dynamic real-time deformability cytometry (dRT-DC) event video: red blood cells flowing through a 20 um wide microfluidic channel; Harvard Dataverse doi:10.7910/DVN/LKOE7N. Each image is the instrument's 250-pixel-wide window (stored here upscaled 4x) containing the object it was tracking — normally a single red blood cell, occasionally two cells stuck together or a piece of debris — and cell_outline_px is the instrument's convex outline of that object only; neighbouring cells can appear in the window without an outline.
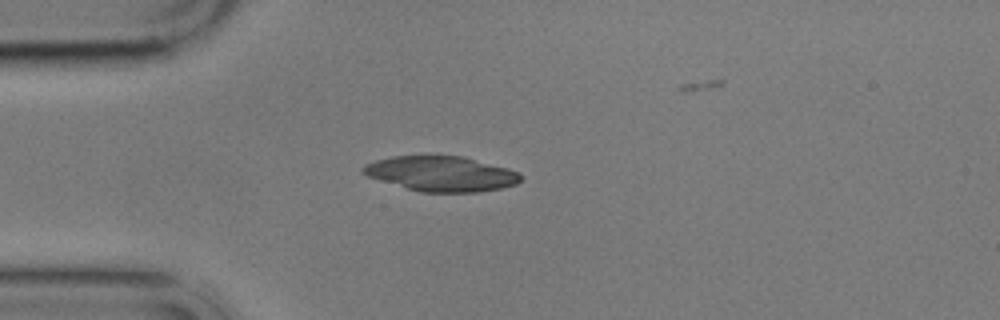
{"species": "common noctule bat (a hibernating species)", "species_latin": "Nyctalus noctula", "temperature_condition": "cold", "stored_images_in_passage": 2, "camera_frame_rate_fps": 3000, "um_per_image_px": 0.085, "animal": {"sex": "male", "body_mass_g": 17.9}, "frame": {"image": 1, "passage_image": 1, "time_ms": 0.0, "image_size_px": [1000, 320], "cell_outline_px": [[524, 176], [516, 184], [500, 188], [476, 192], [420, 192], [380, 180], [368, 176], [360, 172], [360, 168], [364, 164], [376, 160], [392, 156], [464, 156], [508, 168], [520, 172]], "centroid_in_image_um": [37.51, 14.76], "position_along_channel_um": 47.5, "area_um2": 32.25}}